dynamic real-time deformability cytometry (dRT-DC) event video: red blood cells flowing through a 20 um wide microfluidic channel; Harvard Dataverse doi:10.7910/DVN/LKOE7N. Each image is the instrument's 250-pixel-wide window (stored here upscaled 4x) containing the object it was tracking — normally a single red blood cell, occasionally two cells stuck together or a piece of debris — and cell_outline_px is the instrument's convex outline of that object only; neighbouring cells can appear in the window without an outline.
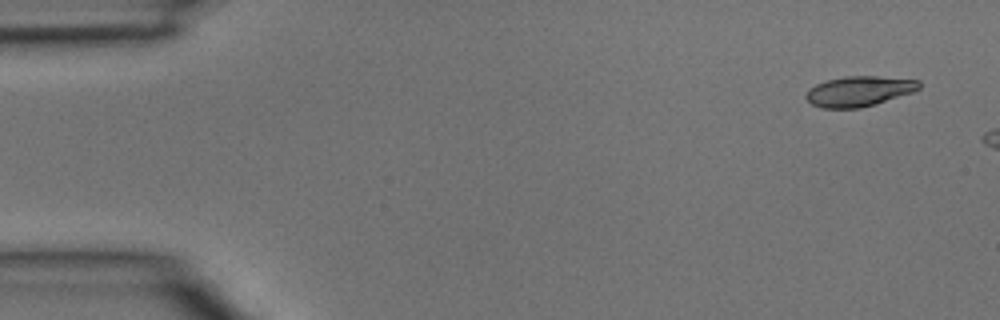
{"species": "common noctule bat (a hibernating species)", "species_latin": "Nyctalus noctula", "temperature_condition": "room temperature", "stored_images_in_passage": 2, "camera_frame_rate_fps": 3000, "um_per_image_px": 0.085, "animal": {"sex": "male", "body_mass_g": 15.6}, "frame": {"image": 1, "passage_image": 1, "time_ms": 0.0, "image_size_px": [1000, 320], "cell_outline_px": [[920, 88], [912, 92], [876, 104], [860, 108], [820, 108], [812, 104], [804, 96], [808, 88], [816, 84], [828, 80], [844, 76], [876, 76], [920, 80]], "centroid_in_image_um": [72.99, 7.75], "position_along_channel_um": 12.0, "area_um2": 19.94}}